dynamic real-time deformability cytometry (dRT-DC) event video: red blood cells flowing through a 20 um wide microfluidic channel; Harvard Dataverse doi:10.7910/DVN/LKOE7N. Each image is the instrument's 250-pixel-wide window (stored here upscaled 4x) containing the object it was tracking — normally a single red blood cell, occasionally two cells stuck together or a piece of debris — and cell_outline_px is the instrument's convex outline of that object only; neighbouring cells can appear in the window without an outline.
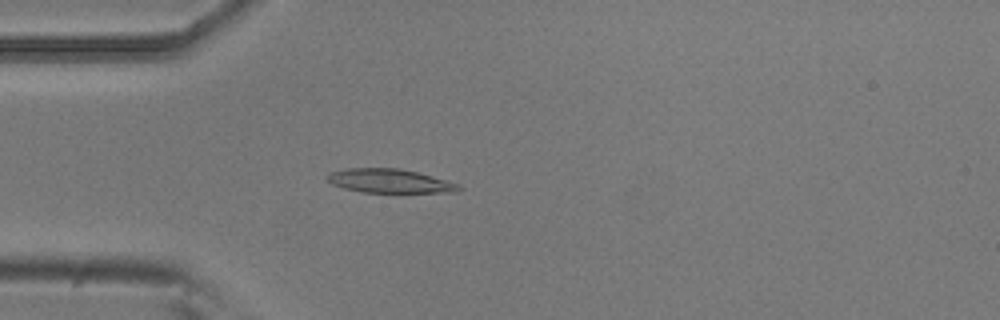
{"species": "common noctule bat (a hibernating species)", "species_latin": "Nyctalus noctula", "temperature_condition": "room temperature", "stored_images_in_passage": 27, "camera_frame_rate_fps": 3000, "um_per_image_px": 0.085, "animal": {"sex": "male", "body_mass_g": 20.5, "forearm_length_mm": 52.5}, "frame": {"image": 1, "passage_image": 4, "time_ms": 1.0, "image_size_px": [1000, 320], "cell_outline_px": [[464, 188], [456, 192], [364, 192], [344, 188], [332, 184], [324, 176], [328, 172], [348, 168], [400, 168], [432, 176], [460, 184]], "centroid_in_image_um": [33.11, 15.37], "position_along_channel_um": 51.9, "area_um2": 18.32}}
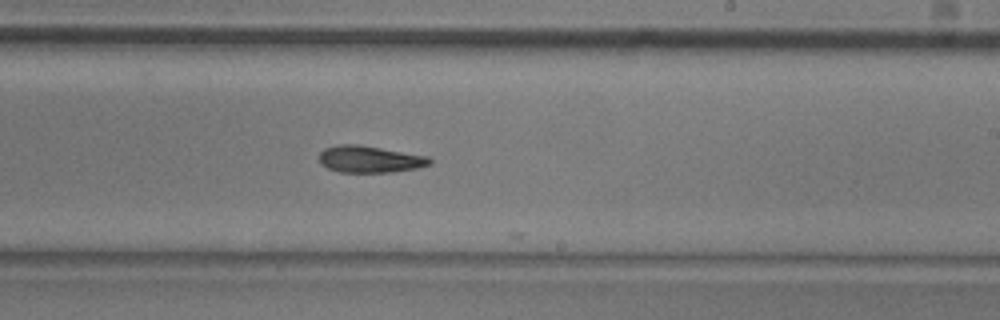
{"frame": {"image": 2, "passage_image": 21, "time_ms": 6.667, "image_size_px": [1000, 320], "cell_outline_px": [[432, 164], [416, 168], [392, 172], [340, 172], [328, 168], [320, 164], [320, 152], [324, 148], [340, 144], [356, 144], [428, 156], [432, 160]], "centroid_in_image_um": [31.42, 13.53], "position_along_channel_um": 257.6, "area_um2": 17.17}}
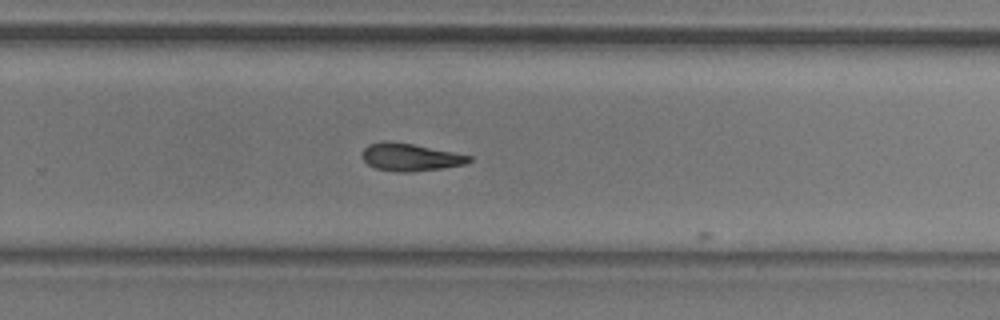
{"frame": {"image": 3, "passage_image": 24, "time_ms": 7.667, "image_size_px": [1000, 320], "cell_outline_px": [[472, 160], [464, 164], [440, 168], [408, 172], [400, 172], [376, 168], [368, 164], [360, 156], [364, 148], [368, 144], [384, 140], [388, 140], [412, 144], [472, 156]], "centroid_in_image_um": [34.81, 13.34], "position_along_channel_um": 295.0, "area_um2": 16.99}}